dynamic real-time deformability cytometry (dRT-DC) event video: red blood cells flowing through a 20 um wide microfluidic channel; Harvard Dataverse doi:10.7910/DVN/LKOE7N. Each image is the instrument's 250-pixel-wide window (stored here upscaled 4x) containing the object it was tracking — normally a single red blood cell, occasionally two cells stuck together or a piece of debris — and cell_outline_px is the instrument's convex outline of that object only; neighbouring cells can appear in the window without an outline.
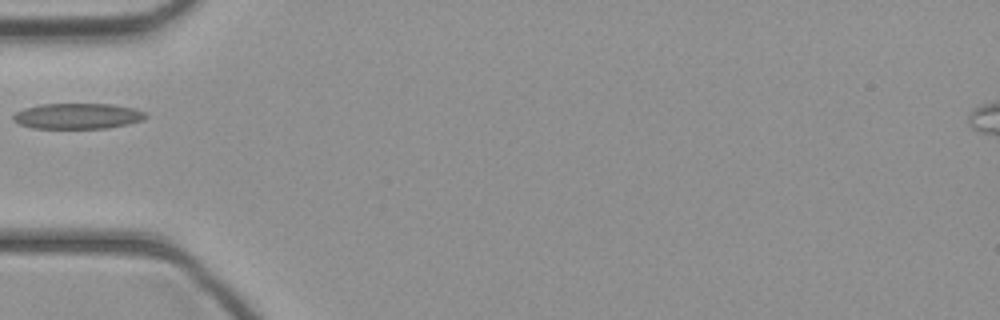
{"species": "common noctule bat (a hibernating species)", "species_latin": "Nyctalus noctula", "temperature_condition": "cold", "stored_images_in_passage": 7, "camera_frame_rate_fps": 3000, "um_per_image_px": 0.085, "animal": {"sex": "female", "body_mass_g": 21.9}, "frame": {"image": 1, "passage_image": 1, "time_ms": 0.0, "image_size_px": [1000, 320], "cell_outline_px": [[148, 116], [144, 120], [128, 124], [108, 128], [32, 128], [20, 124], [12, 120], [12, 116], [16, 112], [24, 108], [40, 104], [112, 104], [136, 108], [144, 112]], "centroid_in_image_um": [6.62, 9.86], "position_along_channel_um": 78.4, "area_um2": 19.94}}
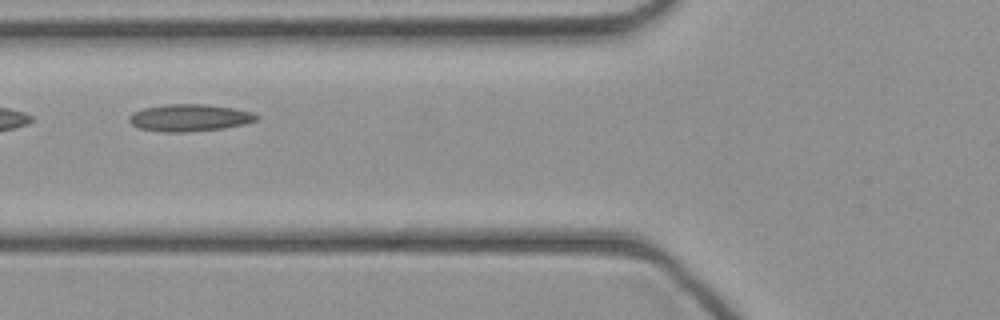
{"frame": {"image": 2, "passage_image": 3, "time_ms": 0.667, "image_size_px": [1000, 320], "cell_outline_px": [[260, 116], [256, 120], [244, 124], [224, 128], [188, 132], [160, 132], [140, 128], [132, 124], [128, 120], [128, 116], [132, 112], [144, 108], [164, 104], [204, 104], [232, 108], [252, 112]], "centroid_in_image_um": [16.08, 10.01], "position_along_channel_um": 109.7, "area_um2": 20.17}}